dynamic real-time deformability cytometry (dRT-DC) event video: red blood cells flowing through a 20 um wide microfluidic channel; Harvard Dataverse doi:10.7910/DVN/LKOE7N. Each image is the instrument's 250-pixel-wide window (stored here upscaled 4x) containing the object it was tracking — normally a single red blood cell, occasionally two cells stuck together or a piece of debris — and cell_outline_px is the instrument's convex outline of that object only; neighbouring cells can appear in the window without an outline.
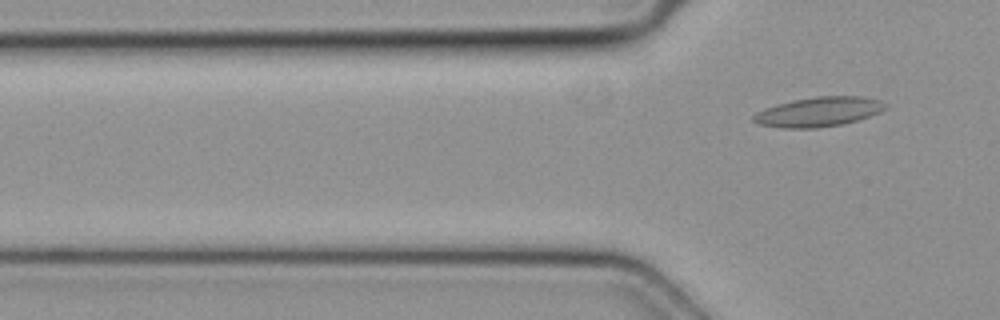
{"species": "common noctule bat (a hibernating species)", "species_latin": "Nyctalus noctula", "temperature_condition": "cold", "stored_images_in_passage": 4, "camera_frame_rate_fps": 3000, "um_per_image_px": 0.085, "animal": {"sex": "female", "body_mass_g": 19.3, "forearm_length_mm": 54.1}, "frame": {"image": 1, "passage_image": 4, "time_ms": 1.0, "image_size_px": [1000, 320], "cell_outline_px": [[888, 104], [880, 112], [856, 120], [840, 124], [816, 128], [780, 128], [760, 124], [752, 120], [752, 116], [756, 112], [764, 108], [776, 104], [792, 100], [816, 96], [864, 96]], "centroid_in_image_um": [69.53, 9.5], "position_along_channel_um": 56.3, "area_um2": 22.6}}